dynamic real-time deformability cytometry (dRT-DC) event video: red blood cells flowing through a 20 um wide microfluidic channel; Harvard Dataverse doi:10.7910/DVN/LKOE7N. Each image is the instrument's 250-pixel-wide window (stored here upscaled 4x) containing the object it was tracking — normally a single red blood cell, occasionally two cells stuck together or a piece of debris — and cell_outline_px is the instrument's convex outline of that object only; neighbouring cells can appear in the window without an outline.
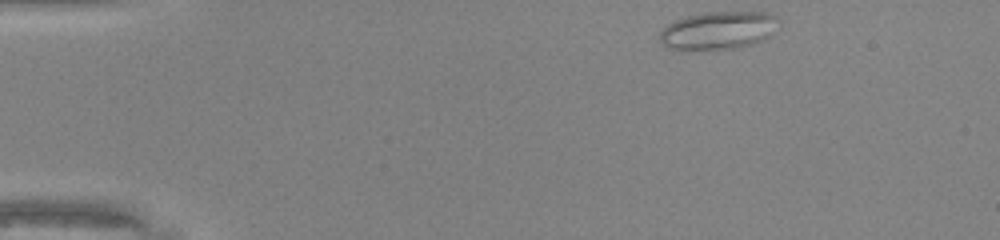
{"species": "common noctule bat (a hibernating species)", "species_latin": "Nyctalus noctula", "temperature_condition": "warm", "stored_images_in_passage": 42, "camera_frame_rate_fps": 3000, "um_per_image_px": 0.085, "animal": {"sex": "male", "body_mass_g": 20.0, "forearm_length_mm": 53.3}, "frame": {"image": 1, "passage_image": 1, "time_ms": 0.0, "image_size_px": [1000, 240], "cell_outline_px": [[780, 20], [768, 36], [764, 40], [752, 44], [736, 48], [688, 52], [668, 48], [660, 44], [660, 32], [668, 24], [676, 20], [688, 16], [704, 12], [768, 12], [776, 16]], "centroid_in_image_um": [61.01, 2.62], "position_along_channel_um": 24.0, "area_um2": 26.76}}
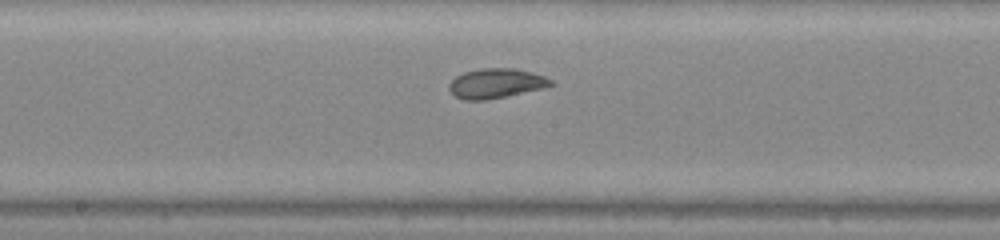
{"frame": {"image": 2, "passage_image": 20, "time_ms": 6.333, "image_size_px": [1000, 240], "cell_outline_px": [[556, 84], [544, 88], [484, 100], [464, 100], [456, 96], [448, 88], [448, 84], [456, 76], [464, 72], [480, 68], [516, 68], [544, 76], [552, 80]], "centroid_in_image_um": [42.16, 7.07], "position_along_channel_um": 206.0, "area_um2": 17.51}}
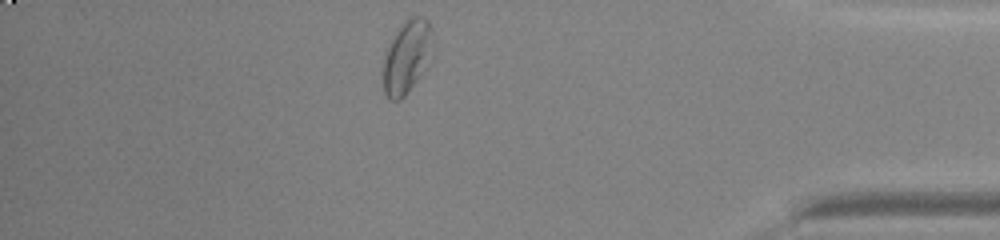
{"frame": {"image": 3, "passage_image": 36, "time_ms": 11.667, "image_size_px": [1000, 240], "cell_outline_px": [[428, 32], [420, 76], [404, 96], [400, 100], [388, 100], [384, 92], [380, 72], [384, 52], [388, 44], [400, 24], [412, 16], [424, 16], [428, 20]], "centroid_in_image_um": [34.36, 4.89], "position_along_channel_um": 400.8, "area_um2": 19.94}, "authors_computed_cell_mechanics": {"area_um2": 18.785, "velocity_mm_per_s": 4.278, "shape_relaxation_time_tau1_ms": null, "shape_relaxation_time_tau2_ms": 0.7563, "deformation_change_tau1": null, "deformation_change_tau2": 0.0651}}